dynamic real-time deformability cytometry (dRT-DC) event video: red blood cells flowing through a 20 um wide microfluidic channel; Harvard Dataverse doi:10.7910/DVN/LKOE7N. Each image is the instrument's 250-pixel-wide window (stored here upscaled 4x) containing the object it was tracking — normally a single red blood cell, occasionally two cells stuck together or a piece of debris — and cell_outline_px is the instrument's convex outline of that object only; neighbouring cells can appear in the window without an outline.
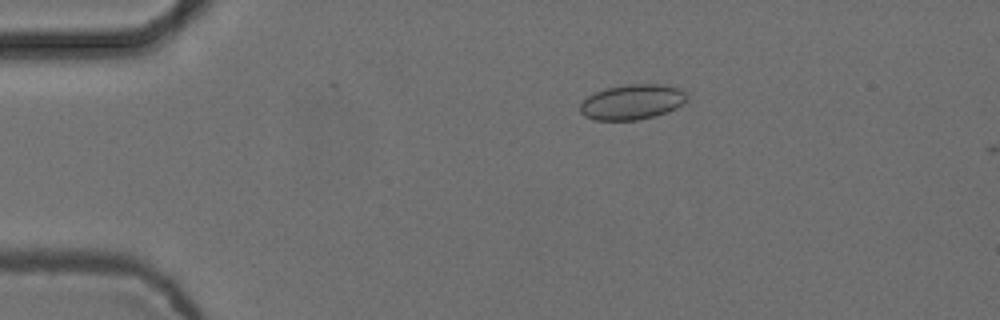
{"species": "common noctule bat (a hibernating species)", "species_latin": "Nyctalus noctula", "temperature_condition": "cold", "stored_images_in_passage": 2, "camera_frame_rate_fps": 3000, "um_per_image_px": 0.085, "animal": {"sex": "female", "body_mass_g": 24.6, "forearm_length_mm": 56.2}, "frame": {"image": 1, "passage_image": 1, "time_ms": 0.0, "image_size_px": [1000, 320], "cell_outline_px": [[688, 100], [676, 108], [668, 112], [656, 116], [636, 120], [596, 120], [584, 116], [580, 112], [580, 104], [588, 96], [604, 88], [628, 84], [668, 84], [684, 88], [688, 92]], "centroid_in_image_um": [53.81, 8.65], "position_along_channel_um": 31.2, "area_um2": 22.37}}